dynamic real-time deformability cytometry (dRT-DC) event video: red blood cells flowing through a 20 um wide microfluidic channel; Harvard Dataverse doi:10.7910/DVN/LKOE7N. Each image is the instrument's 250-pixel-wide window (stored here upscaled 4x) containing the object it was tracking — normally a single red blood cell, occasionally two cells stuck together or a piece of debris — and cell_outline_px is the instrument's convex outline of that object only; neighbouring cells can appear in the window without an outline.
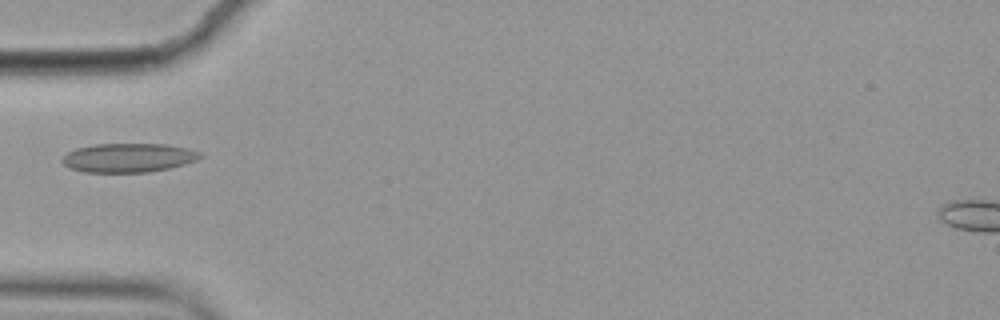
{"species": "common noctule bat (a hibernating species)", "species_latin": "Nyctalus noctula", "temperature_condition": "cold", "stored_images_in_passage": 3, "camera_frame_rate_fps": 3000, "um_per_image_px": 0.085, "animal": {"sex": "female", "body_mass_g": 19.9}, "frame": {"image": 1, "passage_image": 1, "time_ms": 0.0, "image_size_px": [1000, 320], "cell_outline_px": [[204, 156], [196, 160], [184, 164], [168, 168], [148, 172], [84, 172], [72, 168], [64, 164], [60, 160], [68, 152], [76, 148], [96, 144], [168, 144], [188, 148], [200, 152]], "centroid_in_image_um": [10.94, 13.4], "position_along_channel_um": 74.1, "area_um2": 23.24}}
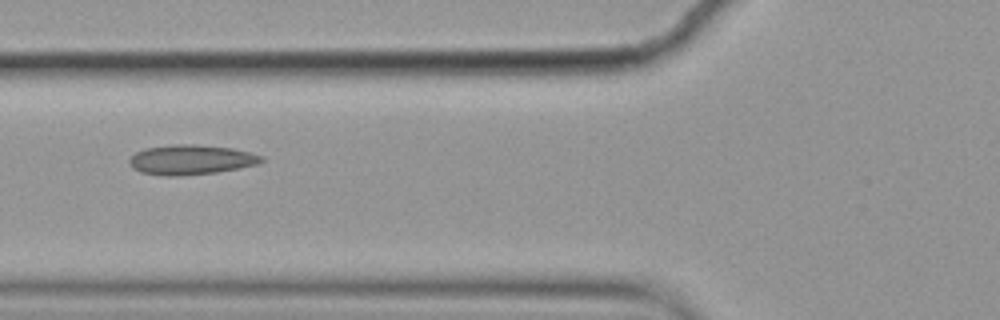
{"frame": {"image": 2, "passage_image": 2, "time_ms": 0.333, "image_size_px": [1000, 320], "cell_outline_px": [[264, 160], [256, 164], [240, 168], [216, 172], [176, 176], [164, 176], [140, 172], [132, 168], [128, 164], [128, 160], [136, 152], [144, 148], [172, 144], [192, 144], [232, 148], [264, 156]], "centroid_in_image_um": [16.19, 13.57], "position_along_channel_um": 109.6, "area_um2": 23.0}}
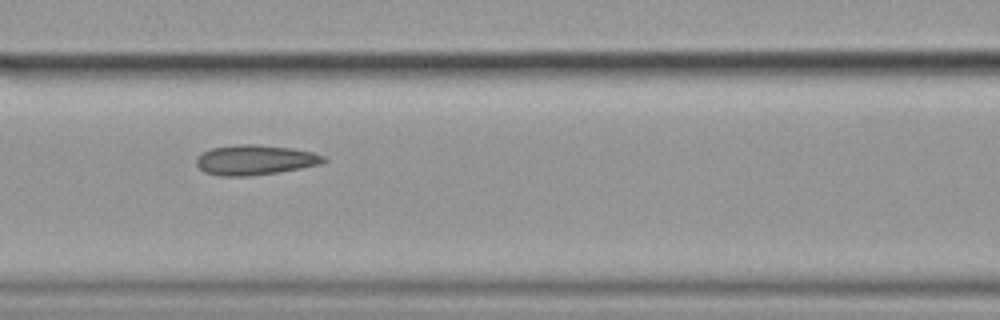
{"frame": {"image": 3, "passage_image": 3, "time_ms": 0.667, "image_size_px": [1000, 320], "cell_outline_px": [[328, 160], [320, 164], [300, 168], [252, 176], [220, 176], [204, 172], [196, 164], [196, 156], [212, 148], [240, 144], [256, 144], [292, 148], [312, 152], [324, 156]], "centroid_in_image_um": [21.66, 13.59], "position_along_channel_um": 144.9, "area_um2": 22.2}}